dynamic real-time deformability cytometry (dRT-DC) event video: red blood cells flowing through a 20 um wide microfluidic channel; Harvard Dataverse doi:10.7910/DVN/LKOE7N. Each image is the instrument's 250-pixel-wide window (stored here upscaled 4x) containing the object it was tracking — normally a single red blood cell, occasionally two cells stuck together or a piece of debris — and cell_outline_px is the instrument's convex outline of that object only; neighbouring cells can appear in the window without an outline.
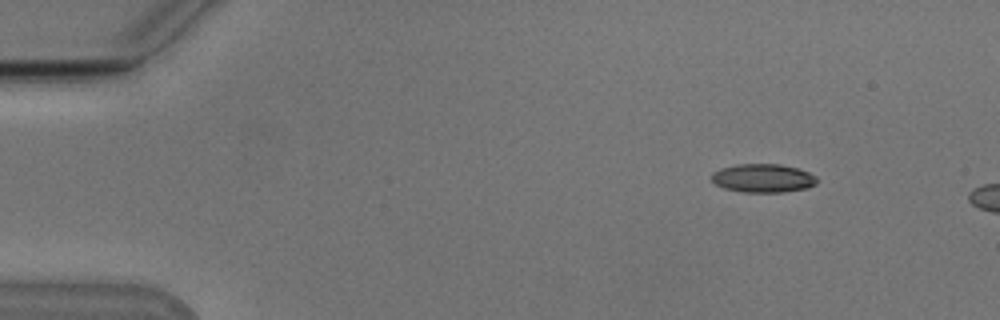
{"species": "Egyptian fruit bat (a non-hibernating species)", "species_latin": "Rousettus aegyptiacus", "temperature_condition": "cold", "stored_images_in_passage": 6, "camera_frame_rate_fps": 3000, "um_per_image_px": 0.085, "animal": {"sex": "male"}, "frame": {"image": 1, "passage_image": 1, "time_ms": 0.0, "image_size_px": [1000, 320], "cell_outline_px": [[816, 184], [808, 188], [784, 192], [744, 192], [724, 188], [716, 184], [712, 180], [712, 172], [720, 168], [736, 164], [780, 164], [796, 168], [808, 172], [816, 176]], "centroid_in_image_um": [64.85, 15.14], "position_along_channel_um": 20.1, "area_um2": 17.51}}